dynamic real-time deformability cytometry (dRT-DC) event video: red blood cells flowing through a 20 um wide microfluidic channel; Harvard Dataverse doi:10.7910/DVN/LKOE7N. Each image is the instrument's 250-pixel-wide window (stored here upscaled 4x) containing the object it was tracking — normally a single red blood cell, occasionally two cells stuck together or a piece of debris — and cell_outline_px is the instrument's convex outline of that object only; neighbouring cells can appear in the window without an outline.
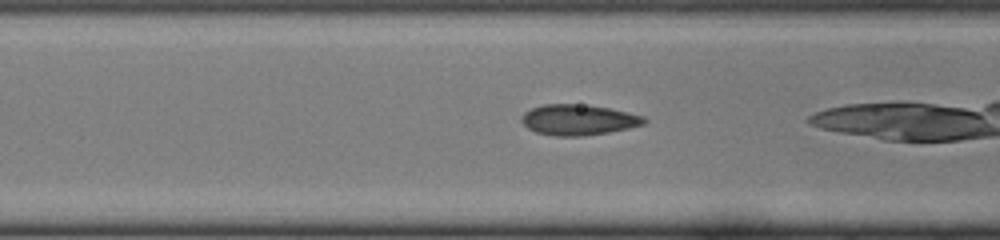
{"species": "common noctule bat (a hibernating species)", "species_latin": "Nyctalus noctula", "temperature_condition": "cold", "stored_images_in_passage": 9, "camera_frame_rate_fps": 3000, "um_per_image_px": 0.085, "animal": {"sex": "female", "body_mass_g": 22.0, "forearm_length_mm": 56.7}, "frame": {"image": 1, "passage_image": 4, "time_ms": 1.0, "image_size_px": [1000, 240], "cell_outline_px": [[648, 120], [644, 124], [628, 128], [608, 132], [584, 136], [556, 136], [536, 132], [528, 128], [520, 120], [520, 116], [524, 112], [532, 108], [544, 104], [576, 104], [608, 108], [628, 112], [644, 116]], "centroid_in_image_um": [49.15, 10.19], "position_along_channel_um": 117.5, "area_um2": 21.79}}
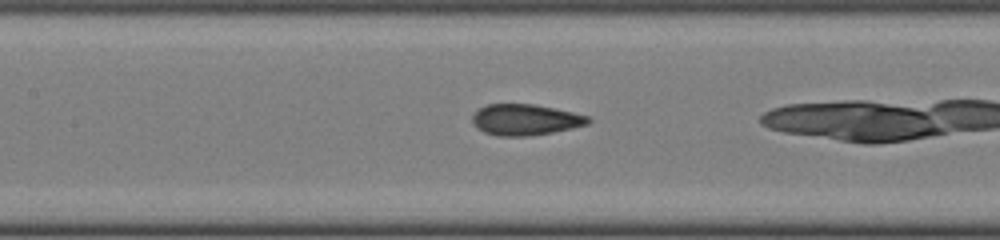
{"frame": {"image": 2, "passage_image": 7, "time_ms": 2.0, "image_size_px": [1000, 240], "cell_outline_px": [[592, 120], [588, 124], [572, 128], [552, 132], [528, 136], [496, 136], [484, 132], [476, 128], [472, 120], [472, 116], [480, 108], [488, 104], [536, 104], [572, 112], [588, 116]], "centroid_in_image_um": [44.64, 10.18], "position_along_channel_um": 162.8, "area_um2": 20.92}}